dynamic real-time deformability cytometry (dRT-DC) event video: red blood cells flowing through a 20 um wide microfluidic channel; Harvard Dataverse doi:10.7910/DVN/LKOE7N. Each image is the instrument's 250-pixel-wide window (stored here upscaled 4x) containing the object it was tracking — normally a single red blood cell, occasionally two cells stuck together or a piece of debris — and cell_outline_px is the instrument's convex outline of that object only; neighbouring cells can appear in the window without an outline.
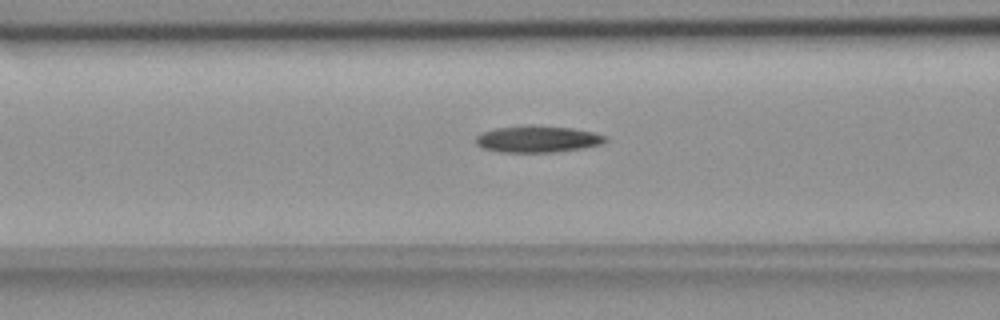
{"species": "common noctule bat (a hibernating species)", "species_latin": "Nyctalus noctula", "temperature_condition": "room temperature", "stored_images_in_passage": 43, "camera_frame_rate_fps": 3000, "um_per_image_px": 0.085, "animal": {"sex": "female", "body_mass_g": 18.4}, "frame": {"image": 1, "passage_image": 10, "time_ms": 3.0, "image_size_px": [1000, 320], "cell_outline_px": [[608, 140], [604, 144], [584, 148], [552, 152], [500, 152], [480, 148], [476, 144], [476, 136], [480, 132], [496, 128], [528, 124], [572, 128], [592, 132], [604, 136]], "centroid_in_image_um": [45.66, 11.82], "position_along_channel_um": 120.9, "area_um2": 20.4}}
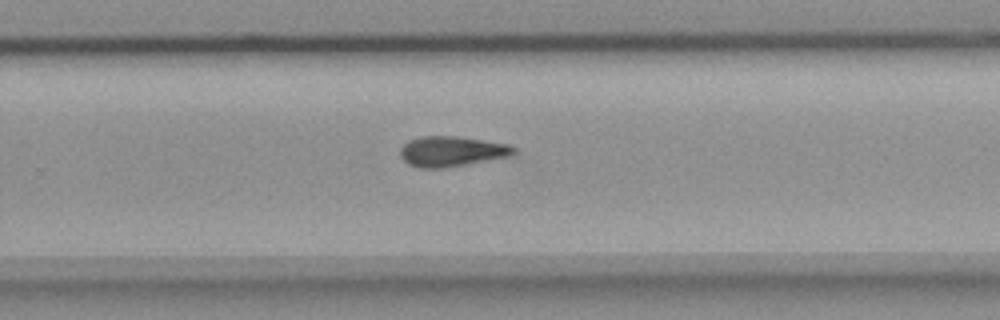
{"frame": {"image": 2, "passage_image": 24, "time_ms": 7.667, "image_size_px": [1000, 320], "cell_outline_px": [[516, 152], [512, 156], [444, 168], [420, 168], [408, 164], [400, 156], [400, 148], [408, 140], [420, 136], [456, 136], [508, 144], [516, 148]], "centroid_in_image_um": [38.38, 12.87], "position_along_channel_um": 291.4, "area_um2": 20.11}}
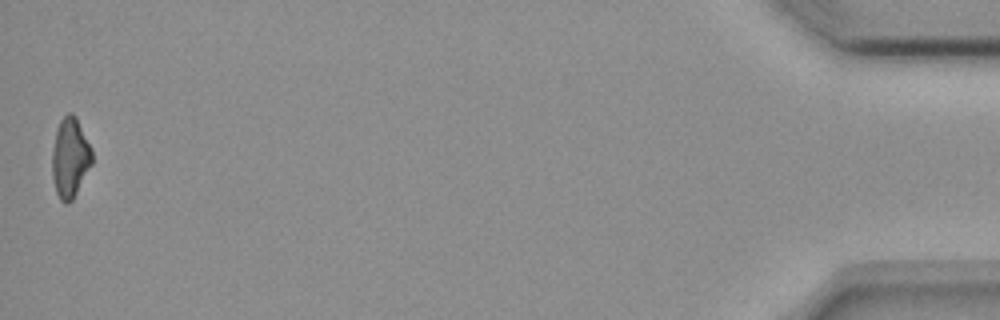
{"frame": {"image": 3, "passage_image": 43, "time_ms": 14.0, "image_size_px": [1000, 320], "cell_outline_px": [[92, 164], [72, 200], [68, 204], [64, 204], [60, 200], [56, 192], [52, 176], [52, 152], [56, 128], [60, 120], [68, 112], [72, 112], [76, 116], [92, 148]], "centroid_in_image_um": [5.95, 13.39], "position_along_channel_um": 429.2, "area_um2": 18.73}}